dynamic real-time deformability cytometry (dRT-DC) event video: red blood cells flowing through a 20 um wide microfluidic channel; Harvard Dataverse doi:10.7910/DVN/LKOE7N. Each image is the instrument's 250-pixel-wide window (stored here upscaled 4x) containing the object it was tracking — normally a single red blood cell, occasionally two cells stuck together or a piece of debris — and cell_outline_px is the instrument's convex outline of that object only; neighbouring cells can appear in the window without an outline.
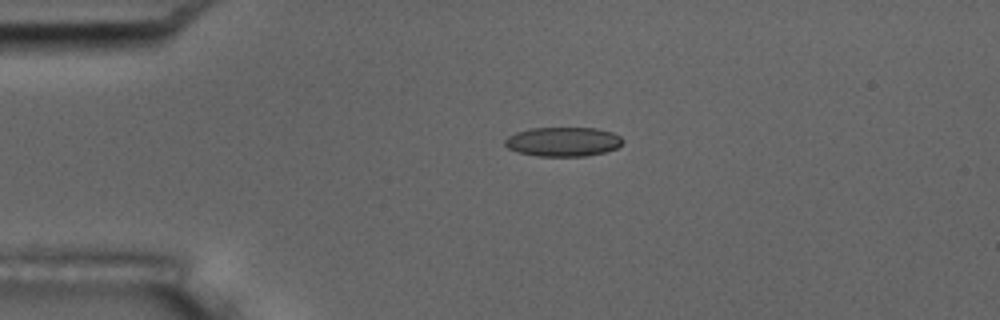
{"species": "common noctule bat (a hibernating species)", "species_latin": "Nyctalus noctula", "temperature_condition": "room temperature", "stored_images_in_passage": 5, "camera_frame_rate_fps": 3000, "um_per_image_px": 0.085, "animal": {"sex": "male", "body_mass_g": 17.5, "forearm_length_mm": 52.3}, "frame": {"image": 1, "passage_image": 4, "time_ms": 1.0, "image_size_px": [1000, 320], "cell_outline_px": [[624, 140], [616, 148], [604, 152], [584, 156], [536, 156], [516, 152], [508, 148], [504, 144], [504, 140], [508, 136], [516, 132], [528, 128], [596, 128], [612, 132], [620, 136]], "centroid_in_image_um": [47.82, 12.04], "position_along_channel_um": 37.2, "area_um2": 20.17}}